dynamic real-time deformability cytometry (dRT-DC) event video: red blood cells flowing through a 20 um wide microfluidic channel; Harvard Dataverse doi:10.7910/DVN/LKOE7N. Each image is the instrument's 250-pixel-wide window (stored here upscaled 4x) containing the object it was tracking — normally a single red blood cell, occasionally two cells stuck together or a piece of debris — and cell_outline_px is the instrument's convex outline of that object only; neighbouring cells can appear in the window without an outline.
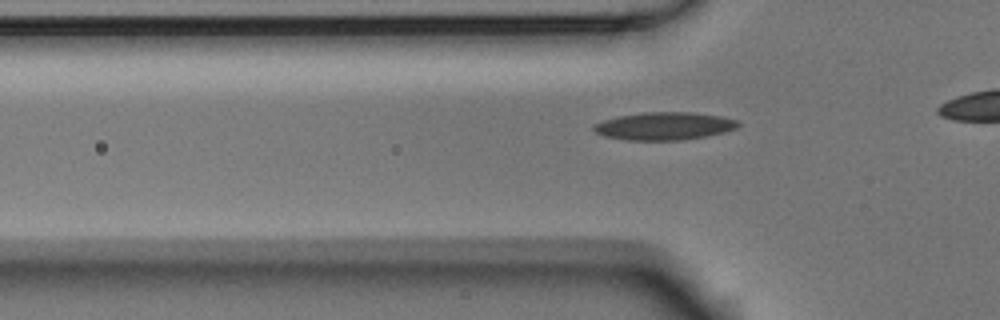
{"species": "Egyptian fruit bat (a non-hibernating species)", "species_latin": "Rousettus aegyptiacus", "temperature_condition": "room temperature", "stored_images_in_passage": 38, "camera_frame_rate_fps": 3000, "um_per_image_px": 0.085, "animal": {"sex": "male"}, "frame": {"image": 1, "passage_image": 12, "time_ms": 3.667, "image_size_px": [1000, 320], "cell_outline_px": [[740, 124], [736, 128], [724, 132], [708, 136], [680, 140], [624, 140], [604, 136], [596, 132], [592, 128], [596, 124], [604, 120], [616, 116], [644, 112], [692, 112], [720, 116], [736, 120]], "centroid_in_image_um": [56.45, 10.71], "position_along_channel_um": 69.3, "area_um2": 23.35}}
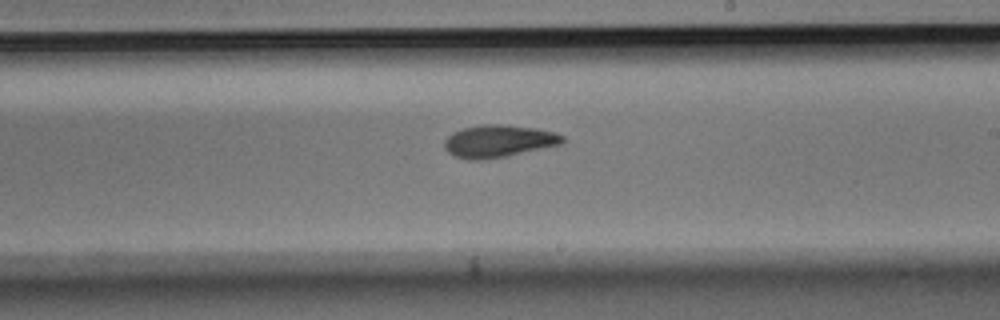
{"frame": {"image": 2, "passage_image": 26, "time_ms": 8.333, "image_size_px": [1000, 320], "cell_outline_px": [[564, 144], [484, 160], [468, 160], [456, 156], [448, 152], [444, 148], [444, 140], [452, 132], [464, 128], [484, 124], [500, 124], [536, 128], [556, 132], [564, 136]], "centroid_in_image_um": [42.39, 11.99], "position_along_channel_um": 246.6, "area_um2": 22.31}}
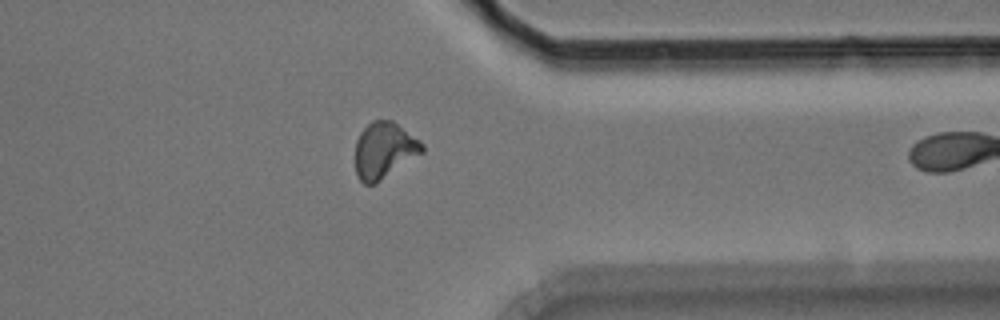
{"frame": {"image": 3, "passage_image": 37, "time_ms": 12.0, "image_size_px": [1000, 320], "cell_outline_px": [[424, 152], [376, 184], [364, 184], [356, 176], [356, 140], [360, 132], [372, 120], [392, 120], [420, 140], [424, 144]], "centroid_in_image_um": [32.66, 12.78], "position_along_channel_um": 378.7, "area_um2": 22.02}}